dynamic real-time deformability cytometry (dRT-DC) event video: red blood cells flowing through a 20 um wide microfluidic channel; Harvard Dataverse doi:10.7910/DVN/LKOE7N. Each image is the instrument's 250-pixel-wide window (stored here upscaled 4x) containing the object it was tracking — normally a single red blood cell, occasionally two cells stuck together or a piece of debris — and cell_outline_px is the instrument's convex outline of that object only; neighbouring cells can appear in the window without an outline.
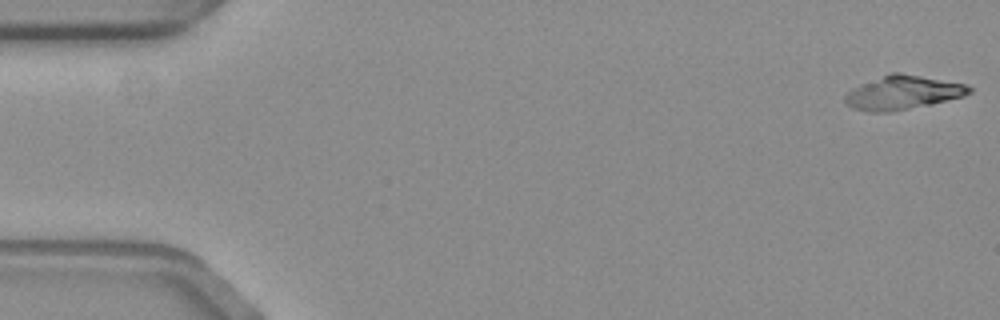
{"species": "common noctule bat (a hibernating species)", "species_latin": "Nyctalus noctula", "temperature_condition": "warm", "stored_images_in_passage": 57, "camera_frame_rate_fps": 3000, "um_per_image_px": 0.085, "animal": {"sex": "female", "body_mass_g": 19.3, "forearm_length_mm": 54.1}, "frame": {"image": 1, "passage_image": 1, "time_ms": 0.0, "image_size_px": [1000, 320], "cell_outline_px": [[972, 92], [964, 96], [932, 104], [892, 112], [868, 112], [852, 108], [844, 100], [844, 96], [852, 88], [860, 84], [892, 72], [900, 72], [964, 84], [972, 88]], "centroid_in_image_um": [76.72, 7.88], "position_along_channel_um": 8.3, "area_um2": 24.39}}
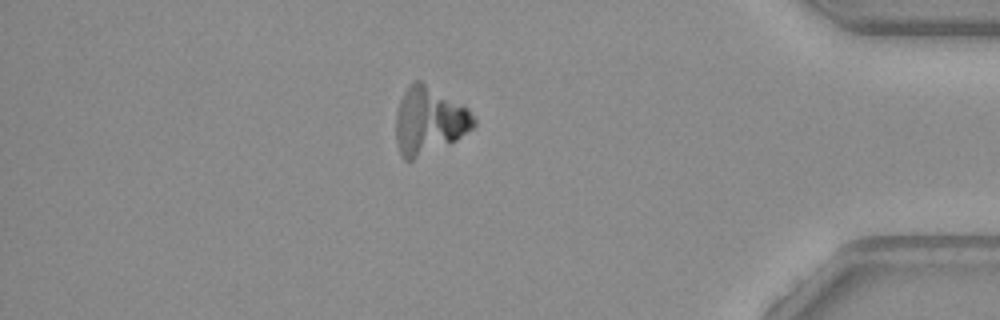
{"frame": {"image": 2, "passage_image": 49, "time_ms": 16.0, "image_size_px": [1000, 320], "cell_outline_px": [[476, 124], [472, 128], [456, 140], [448, 144], [412, 160], [404, 160], [400, 156], [396, 140], [396, 112], [400, 100], [404, 92], [416, 80], [420, 80], [468, 108], [476, 120]], "centroid_in_image_um": [36.46, 10.27], "position_along_channel_um": 398.7, "area_um2": 30.17}, "authors_computed_cell_mechanics": {"area_um2": 24.5072, "velocity_mm_per_s": 3.5506, "shape_relaxation_time_tau1_ms": 2.1561, "shape_relaxation_time_tau2_ms": null, "deformation_change_tau1": 0.1464, "deformation_change_tau2": null}}